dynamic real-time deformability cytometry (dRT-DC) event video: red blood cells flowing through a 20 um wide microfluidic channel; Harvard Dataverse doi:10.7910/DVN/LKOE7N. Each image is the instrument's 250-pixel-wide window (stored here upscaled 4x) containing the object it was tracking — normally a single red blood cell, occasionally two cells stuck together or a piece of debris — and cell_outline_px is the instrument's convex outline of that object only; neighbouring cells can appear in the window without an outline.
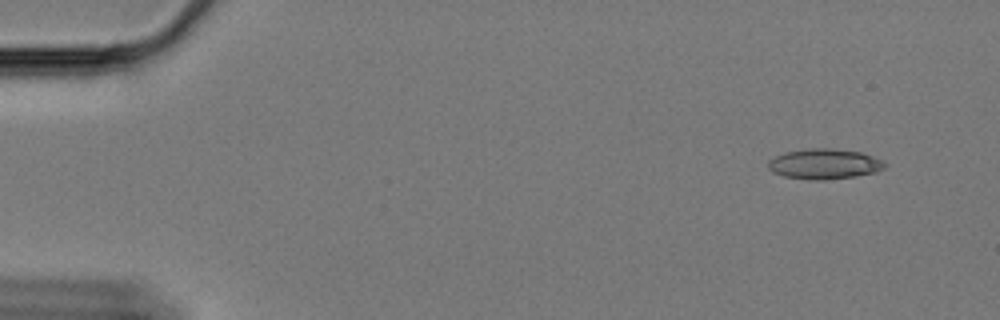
{"species": "Egyptian fruit bat (a non-hibernating species)", "species_latin": "Rousettus aegyptiacus", "temperature_condition": "cold", "stored_images_in_passage": 16, "camera_frame_rate_fps": 3000, "um_per_image_px": 0.085, "animal": {"sex": "female"}, "frame": {"image": 1, "passage_image": 1, "time_ms": 0.0, "image_size_px": [1000, 320], "cell_outline_px": [[888, 164], [884, 168], [876, 172], [852, 176], [824, 180], [816, 180], [784, 176], [772, 172], [768, 168], [768, 160], [784, 152], [812, 148], [824, 148], [860, 152], [884, 160]], "centroid_in_image_um": [70.07, 13.93], "position_along_channel_um": 14.9, "area_um2": 20.4}}